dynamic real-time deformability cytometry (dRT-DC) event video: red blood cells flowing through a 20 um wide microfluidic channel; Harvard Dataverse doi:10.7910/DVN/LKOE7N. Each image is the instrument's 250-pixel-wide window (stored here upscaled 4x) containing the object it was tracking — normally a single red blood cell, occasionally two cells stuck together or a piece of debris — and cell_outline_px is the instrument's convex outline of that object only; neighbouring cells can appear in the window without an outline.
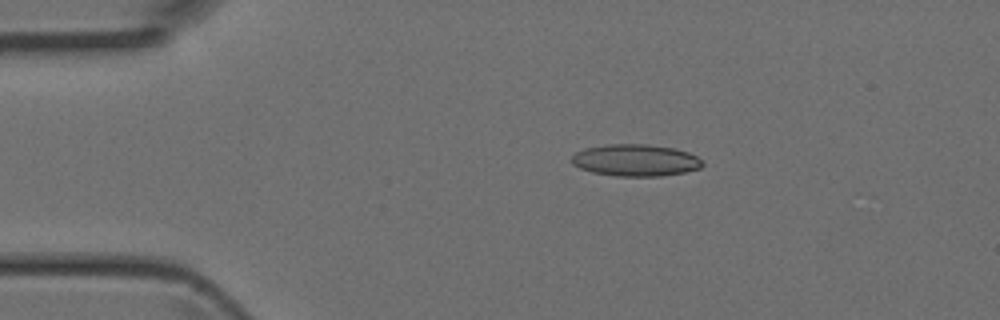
{"species": "Egyptian fruit bat (a non-hibernating species)", "species_latin": "Rousettus aegyptiacus", "temperature_condition": "room temperature", "stored_images_in_passage": 5, "camera_frame_rate_fps": 3000, "um_per_image_px": 0.085, "animal": {"sex": "female"}, "frame": {"image": 1, "passage_image": 3, "time_ms": 0.667, "image_size_px": [1000, 320], "cell_outline_px": [[704, 164], [700, 168], [684, 172], [660, 176], [616, 176], [592, 172], [580, 168], [572, 164], [568, 160], [576, 152], [584, 148], [608, 144], [644, 144], [676, 148], [688, 152], [696, 156]], "centroid_in_image_um": [53.98, 13.62], "position_along_channel_um": 31.0, "area_um2": 24.39}}